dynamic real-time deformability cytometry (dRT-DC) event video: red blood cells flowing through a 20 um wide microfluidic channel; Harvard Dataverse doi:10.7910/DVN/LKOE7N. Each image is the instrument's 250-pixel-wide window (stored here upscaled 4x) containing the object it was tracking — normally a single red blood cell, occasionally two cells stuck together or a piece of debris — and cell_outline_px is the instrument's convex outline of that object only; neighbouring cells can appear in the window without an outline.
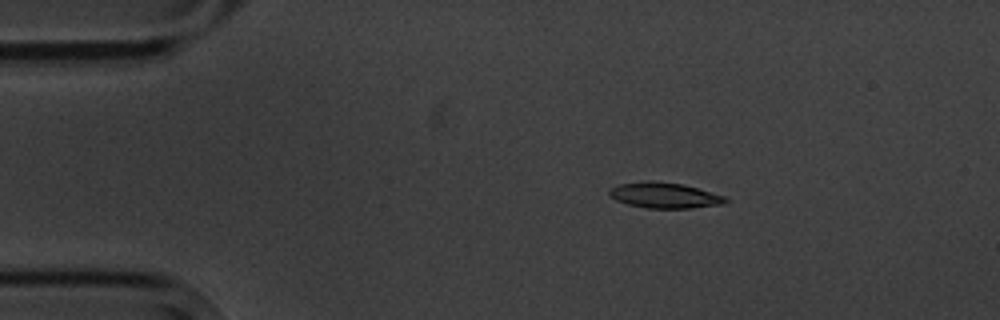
{"species": "common noctule bat (a hibernating species)", "species_latin": "Nyctalus noctula", "temperature_condition": "cold", "stored_images_in_passage": 4, "camera_frame_rate_fps": 3000, "um_per_image_px": 0.085, "animal": {"sex": "male", "body_mass_g": 20.1, "forearm_length_mm": 53.5}, "frame": {"image": 1, "passage_image": 2, "time_ms": 1.0, "image_size_px": [1000, 320], "cell_outline_px": [[728, 200], [724, 204], [692, 208], [648, 208], [628, 204], [616, 200], [608, 196], [608, 188], [620, 184], [648, 180], [684, 184], [724, 196]], "centroid_in_image_um": [56.45, 16.6], "position_along_channel_um": 28.6, "area_um2": 17.4}}
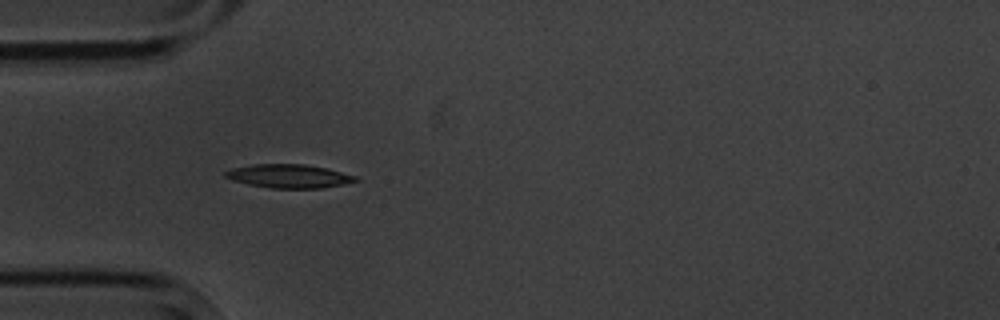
{"frame": {"image": 2, "passage_image": 4, "time_ms": 3.333, "image_size_px": [1000, 320], "cell_outline_px": [[360, 180], [344, 184], [320, 188], [272, 188], [248, 184], [232, 180], [224, 176], [224, 172], [232, 168], [252, 164], [304, 164], [324, 168], [356, 176]], "centroid_in_image_um": [24.53, 14.97], "position_along_channel_um": 60.5, "area_um2": 17.74}}